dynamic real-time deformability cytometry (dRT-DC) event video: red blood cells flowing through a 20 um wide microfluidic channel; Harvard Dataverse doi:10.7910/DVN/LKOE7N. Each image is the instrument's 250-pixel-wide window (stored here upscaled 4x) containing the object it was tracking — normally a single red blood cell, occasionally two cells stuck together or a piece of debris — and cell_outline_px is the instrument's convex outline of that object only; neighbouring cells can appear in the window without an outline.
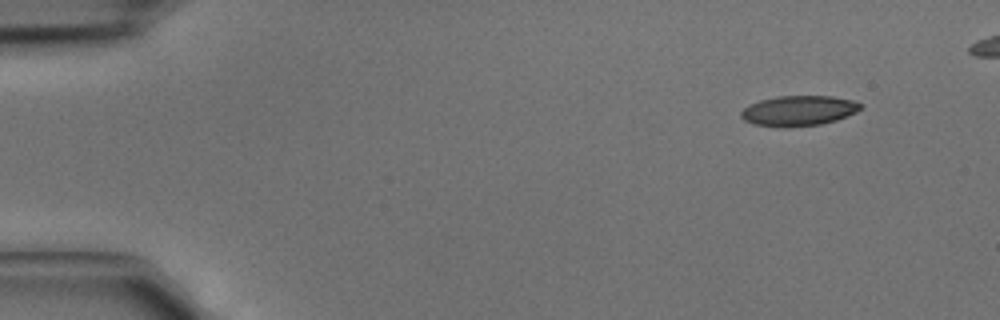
{"species": "common noctule bat (a hibernating species)", "species_latin": "Nyctalus noctula", "temperature_condition": "cold", "stored_images_in_passage": 4, "camera_frame_rate_fps": 3000, "um_per_image_px": 0.085, "animal": {"sex": "male", "body_mass_g": 15.6}, "frame": {"image": 1, "passage_image": 1, "time_ms": 0.0, "image_size_px": [1000, 320], "cell_outline_px": [[860, 108], [856, 112], [836, 120], [820, 124], [788, 128], [780, 128], [752, 124], [744, 120], [740, 116], [740, 112], [748, 104], [760, 100], [776, 96], [832, 96], [852, 100], [860, 104]], "centroid_in_image_um": [67.81, 9.42], "position_along_channel_um": 17.2, "area_um2": 21.21}}